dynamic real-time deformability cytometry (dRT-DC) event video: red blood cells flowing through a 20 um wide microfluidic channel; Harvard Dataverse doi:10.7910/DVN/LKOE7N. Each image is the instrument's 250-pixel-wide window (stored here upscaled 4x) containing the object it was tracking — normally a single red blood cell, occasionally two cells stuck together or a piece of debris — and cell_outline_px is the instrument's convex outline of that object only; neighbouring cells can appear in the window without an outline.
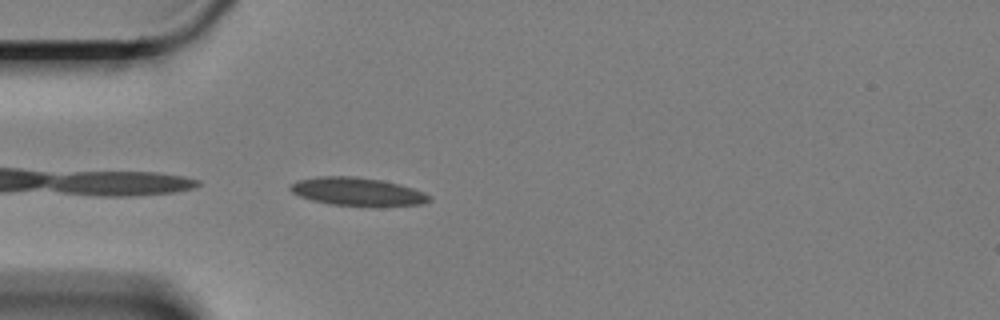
{"species": "Egyptian fruit bat (a non-hibernating species)", "species_latin": "Rousettus aegyptiacus", "temperature_condition": "cold", "stored_images_in_passage": 17, "camera_frame_rate_fps": 3000, "um_per_image_px": 0.085, "animal": {"sex": "female"}, "frame": {"image": 1, "passage_image": 1, "time_ms": 0.0, "image_size_px": [1000, 320], "cell_outline_px": [[432, 200], [420, 204], [376, 208], [372, 208], [332, 204], [312, 200], [300, 196], [292, 192], [288, 188], [292, 184], [300, 180], [320, 176], [356, 176], [380, 180], [412, 188], [424, 192], [432, 196]], "centroid_in_image_um": [30.44, 16.32], "position_along_channel_um": 54.6, "area_um2": 23.12}}
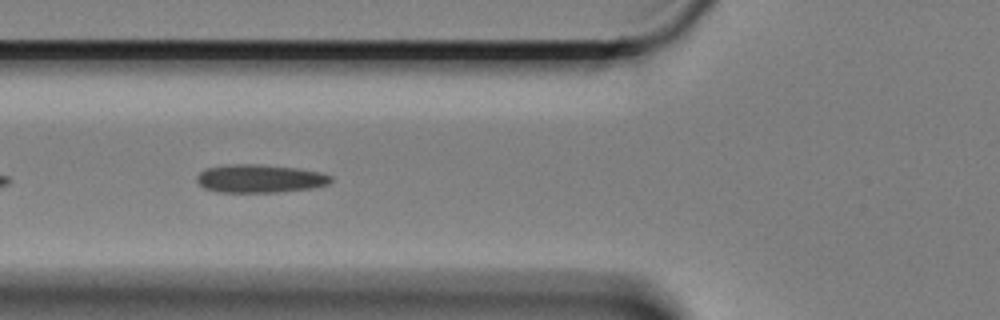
{"frame": {"image": 2, "passage_image": 6, "time_ms": 1.667, "image_size_px": [1000, 320], "cell_outline_px": [[332, 180], [328, 184], [312, 188], [276, 192], [220, 192], [204, 188], [196, 180], [196, 176], [204, 168], [228, 164], [260, 164], [300, 168], [320, 172], [332, 176]], "centroid_in_image_um": [22.08, 15.17], "position_along_channel_um": 103.7, "area_um2": 22.2}}
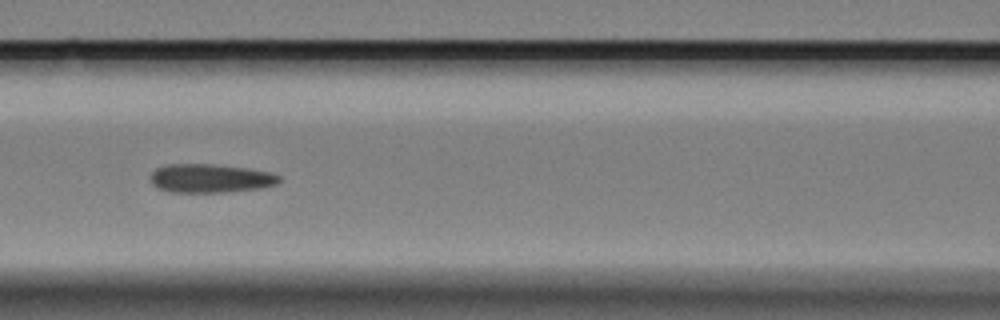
{"frame": {"image": 3, "passage_image": 10, "time_ms": 3.0, "image_size_px": [1000, 320], "cell_outline_px": [[280, 180], [276, 184], [264, 188], [224, 192], [168, 192], [156, 188], [152, 184], [152, 172], [156, 168], [168, 164], [212, 164], [248, 168], [268, 172], [280, 176]], "centroid_in_image_um": [17.87, 15.16], "position_along_channel_um": 148.7, "area_um2": 21.56}}